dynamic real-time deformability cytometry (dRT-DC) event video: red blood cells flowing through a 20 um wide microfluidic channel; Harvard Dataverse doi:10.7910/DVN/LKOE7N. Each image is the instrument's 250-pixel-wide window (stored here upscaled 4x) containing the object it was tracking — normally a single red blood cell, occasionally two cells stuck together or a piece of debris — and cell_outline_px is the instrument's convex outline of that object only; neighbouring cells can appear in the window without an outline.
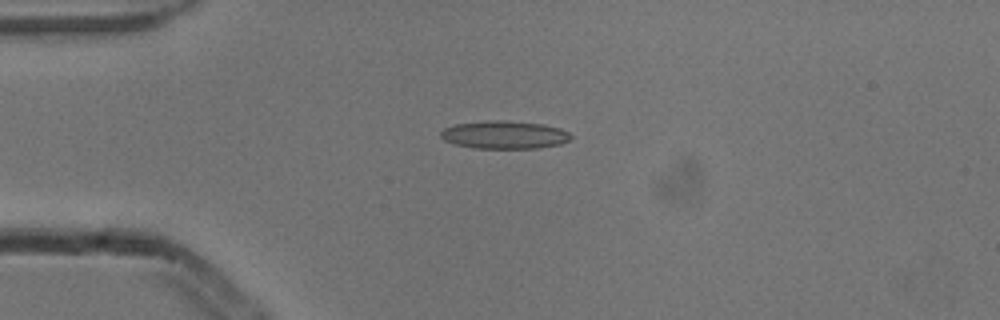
{"species": "common noctule bat (a hibernating species)", "species_latin": "Nyctalus noctula", "temperature_condition": "cold", "stored_images_in_passage": 7, "camera_frame_rate_fps": 3000, "um_per_image_px": 0.085, "animal": {"sex": "male", "body_mass_g": 13.3}, "frame": {"image": 1, "passage_image": 2, "time_ms": 0.333, "image_size_px": [1000, 320], "cell_outline_px": [[572, 136], [568, 140], [560, 144], [536, 148], [472, 148], [452, 144], [444, 140], [440, 136], [440, 132], [444, 128], [456, 124], [484, 120], [504, 120], [544, 124], [560, 128], [568, 132]], "centroid_in_image_um": [42.83, 11.45], "position_along_channel_um": 42.2, "area_um2": 21.33}}
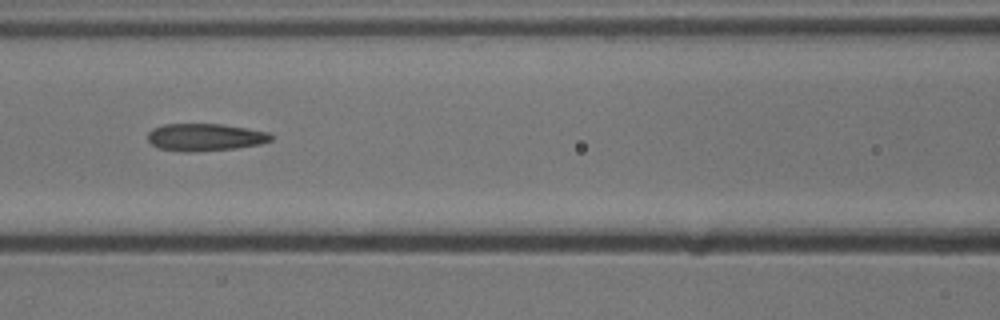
{"frame": {"image": 2, "passage_image": 5, "time_ms": 1.333, "image_size_px": [1000, 320], "cell_outline_px": [[272, 140], [260, 144], [236, 148], [196, 152], [184, 152], [160, 148], [152, 144], [148, 140], [148, 132], [152, 128], [164, 124], [224, 124], [248, 128], [268, 132], [272, 136]], "centroid_in_image_um": [17.43, 11.66], "position_along_channel_um": 149.2, "area_um2": 19.77}}
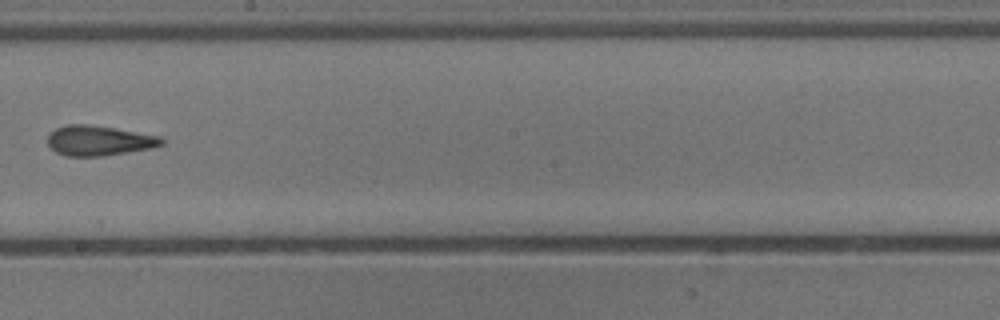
{"frame": {"image": 3, "passage_image": 7, "time_ms": 2.0, "image_size_px": [1000, 320], "cell_outline_px": [[164, 144], [152, 148], [104, 156], [64, 156], [56, 152], [48, 144], [48, 132], [56, 128], [68, 124], [88, 124], [116, 128], [160, 136], [164, 140]], "centroid_in_image_um": [8.41, 11.95], "position_along_channel_um": 239.8, "area_um2": 20.11}}